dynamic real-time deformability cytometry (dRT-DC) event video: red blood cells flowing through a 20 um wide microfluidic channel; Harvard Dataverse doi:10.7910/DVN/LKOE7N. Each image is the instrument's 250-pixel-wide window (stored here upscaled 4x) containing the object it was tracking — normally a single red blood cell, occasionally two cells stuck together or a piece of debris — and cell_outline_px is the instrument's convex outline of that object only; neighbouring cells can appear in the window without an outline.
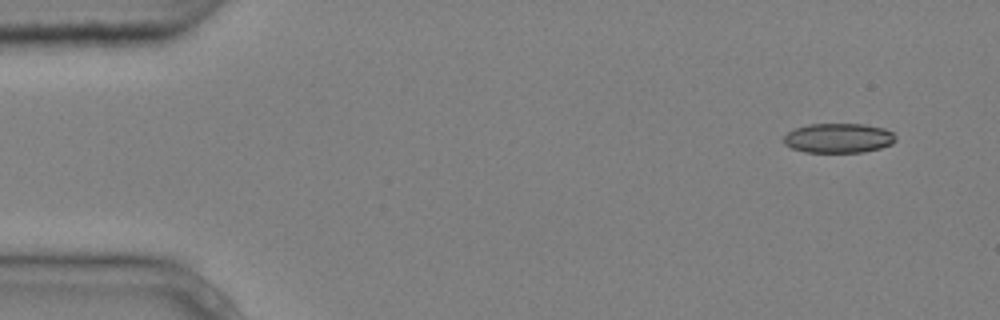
{"species": "common noctule bat (a hibernating species)", "species_latin": "Nyctalus noctula", "temperature_condition": "cold", "stored_images_in_passage": 5, "segment_of_instrument_passage": [1, 2], "camera_frame_rate_fps": 3000, "um_per_image_px": 0.085, "animal": {"sex": "male", "body_mass_g": 20.4}, "frame": {"image": 1, "passage_image": 1, "time_ms": 0.0, "image_size_px": [1000, 320], "cell_outline_px": [[896, 140], [892, 144], [880, 148], [864, 152], [804, 152], [792, 148], [784, 144], [784, 136], [788, 132], [796, 128], [808, 124], [864, 124], [884, 128], [892, 132], [896, 136]], "centroid_in_image_um": [71.29, 11.74], "position_along_channel_um": 13.7, "area_um2": 19.36}}
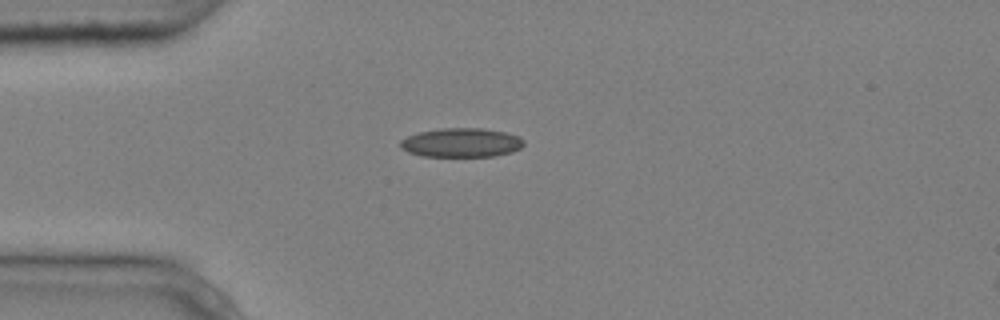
{"frame": {"image": 2, "passage_image": 4, "time_ms": 1.0, "image_size_px": [1000, 320], "cell_outline_px": [[524, 144], [520, 148], [512, 152], [496, 156], [424, 156], [408, 152], [400, 148], [400, 140], [416, 132], [440, 128], [484, 128], [508, 132], [520, 136], [524, 140]], "centroid_in_image_um": [39.24, 12.11], "position_along_channel_um": 45.8, "area_um2": 21.21}}